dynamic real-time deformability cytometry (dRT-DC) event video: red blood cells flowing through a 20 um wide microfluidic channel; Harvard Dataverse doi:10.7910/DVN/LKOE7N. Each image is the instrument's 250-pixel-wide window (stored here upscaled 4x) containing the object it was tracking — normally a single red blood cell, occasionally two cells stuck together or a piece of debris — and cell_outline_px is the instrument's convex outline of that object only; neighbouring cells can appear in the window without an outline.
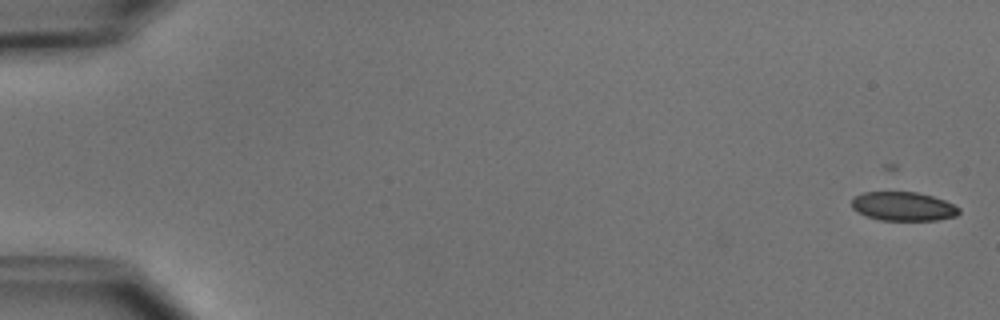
{"species": "common noctule bat (a hibernating species)", "species_latin": "Nyctalus noctula", "temperature_condition": "cold", "stored_images_in_passage": 6, "camera_frame_rate_fps": 3000, "um_per_image_px": 0.085, "animal": {"sex": "male", "body_mass_g": 15.6}, "frame": {"image": 1, "passage_image": 2, "time_ms": 1.0, "image_size_px": [1000, 320], "cell_outline_px": [[960, 212], [956, 216], [936, 220], [880, 220], [868, 216], [852, 208], [852, 196], [864, 192], [916, 192], [932, 196], [944, 200], [960, 208]], "centroid_in_image_um": [76.77, 17.53], "position_along_channel_um": 8.2, "area_um2": 17.98}}
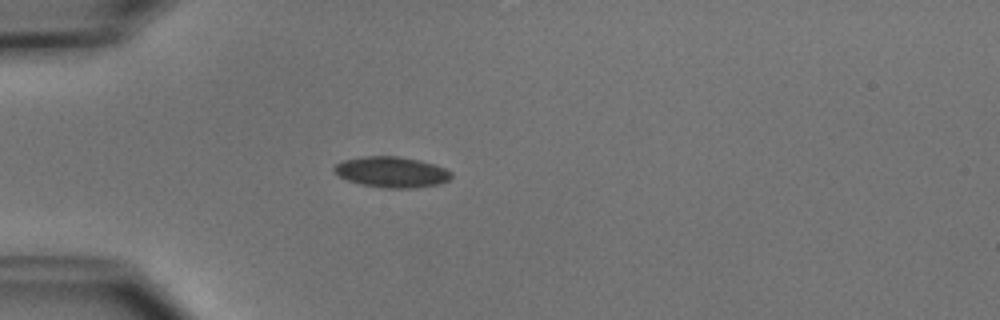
{"frame": {"image": 2, "passage_image": 6, "time_ms": 5.667, "image_size_px": [1000, 320], "cell_outline_px": [[452, 176], [448, 180], [436, 184], [408, 188], [384, 188], [360, 184], [348, 180], [340, 176], [332, 168], [336, 164], [344, 160], [364, 156], [396, 156], [420, 160], [444, 168], [452, 172]], "centroid_in_image_um": [33.27, 14.62], "position_along_channel_um": 51.7, "area_um2": 20.69}}